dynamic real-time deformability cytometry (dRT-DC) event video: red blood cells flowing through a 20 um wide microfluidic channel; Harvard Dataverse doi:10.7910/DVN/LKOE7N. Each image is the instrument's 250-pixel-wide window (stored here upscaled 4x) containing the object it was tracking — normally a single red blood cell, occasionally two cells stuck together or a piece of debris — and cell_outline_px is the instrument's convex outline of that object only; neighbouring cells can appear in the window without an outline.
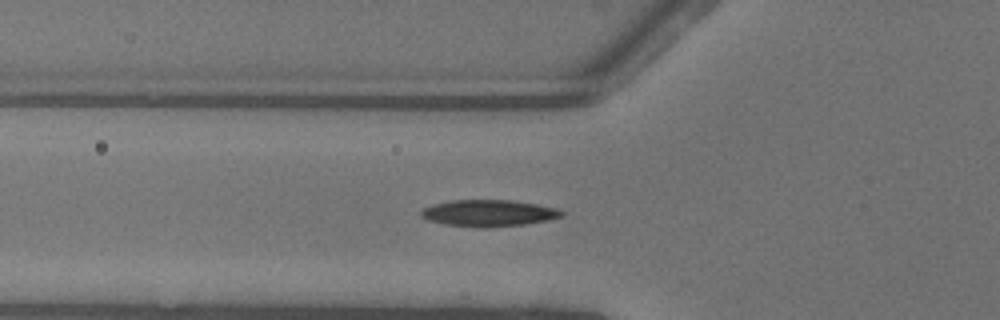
{"species": "common noctule bat (a hibernating species)", "species_latin": "Nyctalus noctula", "temperature_condition": "warm", "stored_images_in_passage": 34, "camera_frame_rate_fps": 3000, "um_per_image_px": 0.085, "animal": {"sex": "female"}, "frame": {"image": 1, "passage_image": 2, "time_ms": 0.333, "image_size_px": [1000, 320], "cell_outline_px": [[564, 216], [548, 220], [524, 224], [484, 228], [444, 224], [428, 220], [420, 216], [420, 212], [424, 208], [432, 204], [452, 200], [512, 200], [536, 204], [556, 208], [564, 212]], "centroid_in_image_um": [41.53, 18.11], "position_along_channel_um": 84.3, "area_um2": 21.79}}
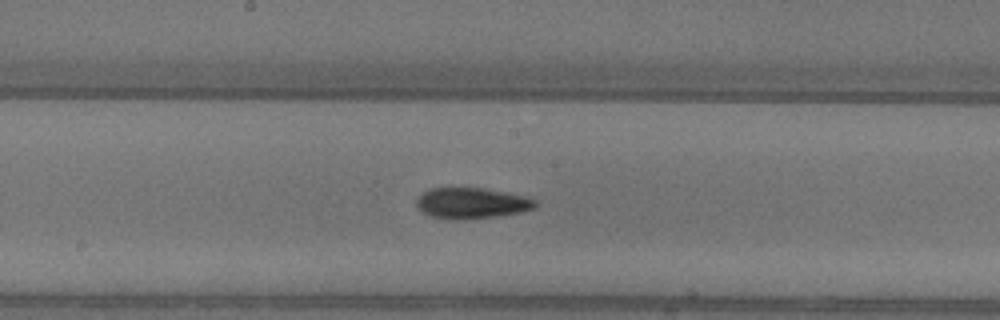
{"frame": {"image": 2, "passage_image": 11, "time_ms": 3.333, "image_size_px": [1000, 320], "cell_outline_px": [[536, 208], [520, 212], [464, 220], [452, 220], [432, 216], [424, 212], [416, 204], [416, 200], [424, 192], [432, 188], [480, 188], [520, 196], [536, 200]], "centroid_in_image_um": [40.05, 17.28], "position_along_channel_um": 208.1, "area_um2": 20.75}}
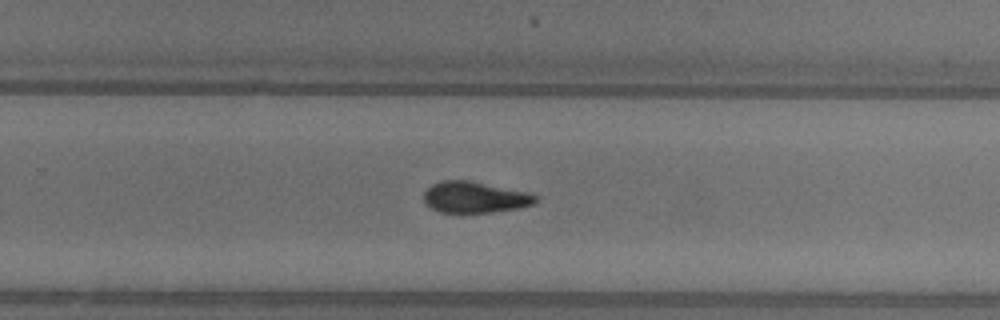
{"frame": {"image": 3, "passage_image": 17, "time_ms": 5.333, "image_size_px": [1000, 320], "cell_outline_px": [[536, 200], [532, 204], [516, 208], [488, 212], [440, 212], [424, 204], [424, 192], [432, 184], [440, 180], [468, 180], [524, 192], [536, 196]], "centroid_in_image_um": [40.26, 16.76], "position_along_channel_um": 289.5, "area_um2": 19.83}, "authors_computed_cell_mechanics": {"area_um2": 20.7213, "velocity_mm_per_s": 4.0979, "shape_relaxation_time_tau1_ms": 4.38, "shape_relaxation_time_tau2_ms": 3.7719, "deformation_change_tau1": 0.1719, "deformation_change_tau2": 0.1088}}